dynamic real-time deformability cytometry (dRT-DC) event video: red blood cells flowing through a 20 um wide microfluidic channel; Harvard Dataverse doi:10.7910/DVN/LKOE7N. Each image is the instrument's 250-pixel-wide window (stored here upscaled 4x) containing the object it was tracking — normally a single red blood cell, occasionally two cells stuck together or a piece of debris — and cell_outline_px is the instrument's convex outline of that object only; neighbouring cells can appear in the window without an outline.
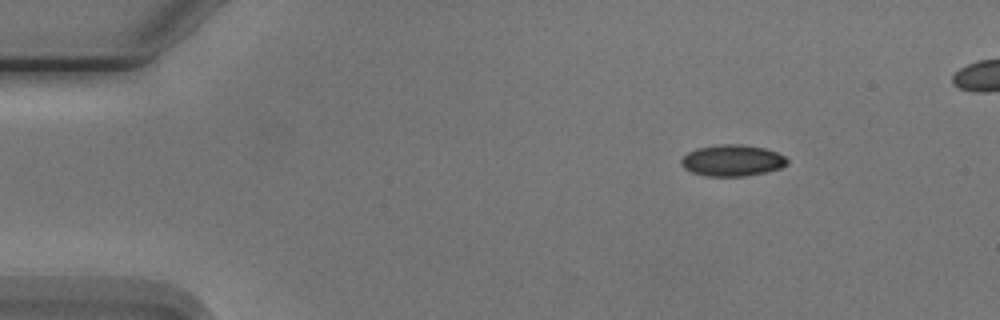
{"species": "Egyptian fruit bat (a non-hibernating species)", "species_latin": "Rousettus aegyptiacus", "temperature_condition": "cold", "stored_images_in_passage": 6, "camera_frame_rate_fps": 3000, "um_per_image_px": 0.085, "animal": {"sex": "male"}, "frame": {"image": 1, "passage_image": 1, "time_ms": 0.0, "image_size_px": [1000, 320], "cell_outline_px": [[788, 164], [780, 168], [764, 172], [744, 176], [704, 176], [692, 172], [684, 168], [680, 164], [680, 160], [688, 152], [696, 148], [720, 144], [744, 144], [764, 148], [776, 152], [784, 156], [788, 160]], "centroid_in_image_um": [62.22, 13.63], "position_along_channel_um": 22.8, "area_um2": 19.42}}
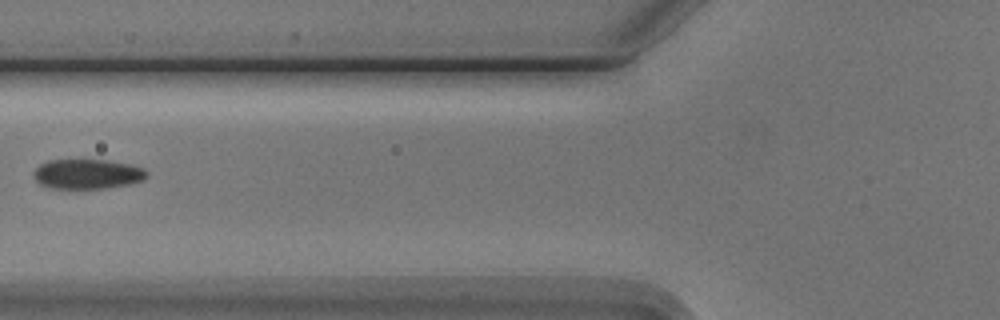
{"frame": {"image": 2, "passage_image": 5, "time_ms": 4.667, "image_size_px": [1000, 320], "cell_outline_px": [[148, 176], [144, 180], [128, 184], [104, 188], [48, 188], [40, 184], [32, 176], [32, 172], [40, 164], [48, 160], [108, 160], [132, 164], [144, 168], [148, 172]], "centroid_in_image_um": [7.43, 14.78], "position_along_channel_um": 118.4, "area_um2": 19.83}}
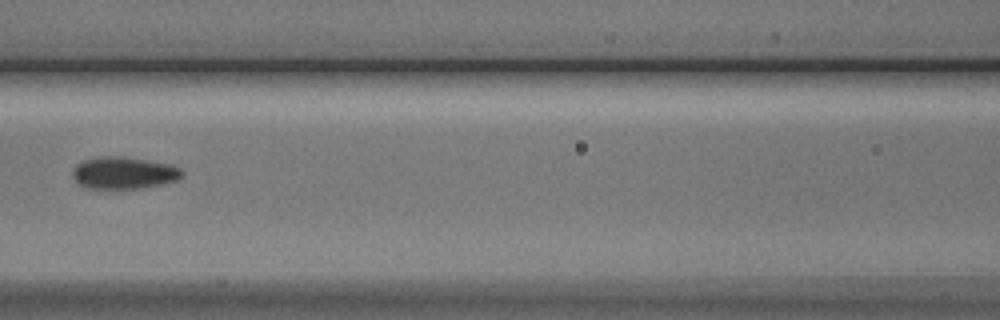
{"frame": {"image": 3, "passage_image": 6, "time_ms": 5.667, "image_size_px": [1000, 320], "cell_outline_px": [[184, 176], [176, 180], [164, 184], [140, 188], [84, 188], [72, 176], [72, 168], [76, 164], [84, 160], [108, 156], [124, 156], [172, 164], [180, 168], [184, 172]], "centroid_in_image_um": [10.55, 14.69], "position_along_channel_um": 156.0, "area_um2": 20.58}}